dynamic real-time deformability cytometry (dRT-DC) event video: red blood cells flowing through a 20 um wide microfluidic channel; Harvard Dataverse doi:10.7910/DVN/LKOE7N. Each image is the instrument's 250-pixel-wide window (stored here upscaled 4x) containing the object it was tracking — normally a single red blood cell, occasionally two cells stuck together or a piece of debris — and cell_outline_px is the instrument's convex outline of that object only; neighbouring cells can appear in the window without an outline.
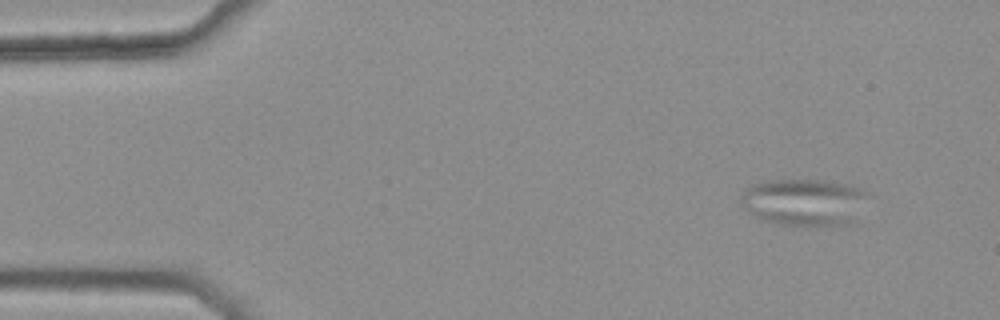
{"species": "common noctule bat (a hibernating species)", "species_latin": "Nyctalus noctula", "temperature_condition": "warm", "stored_images_in_passage": 4, "camera_frame_rate_fps": 3000, "um_per_image_px": 0.085, "animal": {"sex": "female", "body_mass_g": 25.1}, "frame": {"image": 1, "passage_image": 1, "time_ms": 0.0, "image_size_px": [1000, 320], "cell_outline_px": [[868, 192], [856, 220], [852, 224], [776, 224], [760, 220], [748, 212], [740, 204], [740, 196], [748, 188], [756, 184], [768, 180], [824, 180], [848, 184], [860, 188]], "centroid_in_image_um": [68.34, 17.17], "position_along_channel_um": 16.7, "area_um2": 34.56}}
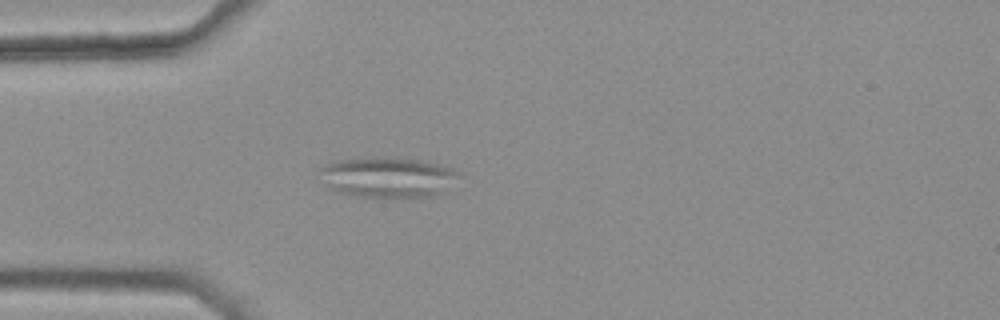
{"frame": {"image": 2, "passage_image": 4, "time_ms": 1.0, "image_size_px": [1000, 320], "cell_outline_px": [[464, 176], [436, 196], [356, 196], [340, 192], [328, 188], [320, 168], [328, 164], [340, 160], [372, 156], [384, 156], [420, 160], [452, 168]], "centroid_in_image_um": [33.03, 15.04], "position_along_channel_um": 52.0, "area_um2": 32.48}}